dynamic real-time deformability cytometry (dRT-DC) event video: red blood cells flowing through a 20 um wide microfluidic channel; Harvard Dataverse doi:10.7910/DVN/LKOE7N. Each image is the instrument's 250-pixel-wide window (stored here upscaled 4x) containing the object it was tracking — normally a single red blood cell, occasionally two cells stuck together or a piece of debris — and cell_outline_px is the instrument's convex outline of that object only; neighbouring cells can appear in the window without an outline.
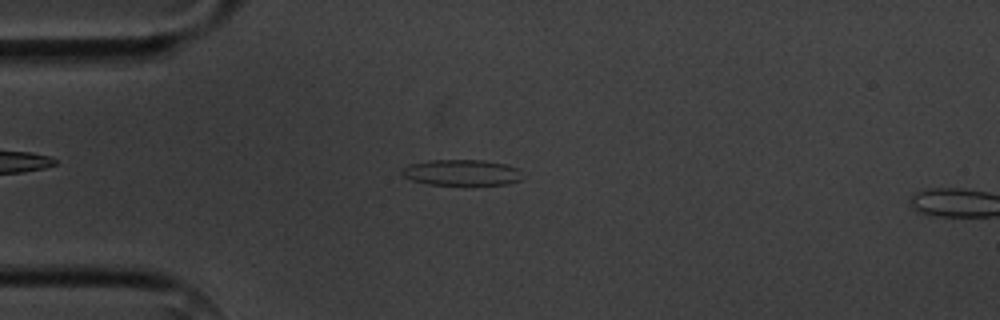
{"species": "common noctule bat (a hibernating species)", "species_latin": "Nyctalus noctula", "temperature_condition": "cold", "stored_images_in_passage": 4, "segment_of_instrument_passage": [1, 2], "camera_frame_rate_fps": 3000, "um_per_image_px": 0.085, "animal": {"sex": "male", "body_mass_g": 20.1, "forearm_length_mm": 53.5}, "frame": {"image": 1, "passage_image": 3, "time_ms": 2.333, "image_size_px": [1000, 320], "cell_outline_px": [[520, 180], [508, 184], [428, 184], [412, 180], [404, 176], [400, 172], [400, 168], [408, 164], [428, 160], [484, 160], [504, 164], [516, 168]], "centroid_in_image_um": [39.13, 14.65], "position_along_channel_um": 45.9, "area_um2": 17.92}}